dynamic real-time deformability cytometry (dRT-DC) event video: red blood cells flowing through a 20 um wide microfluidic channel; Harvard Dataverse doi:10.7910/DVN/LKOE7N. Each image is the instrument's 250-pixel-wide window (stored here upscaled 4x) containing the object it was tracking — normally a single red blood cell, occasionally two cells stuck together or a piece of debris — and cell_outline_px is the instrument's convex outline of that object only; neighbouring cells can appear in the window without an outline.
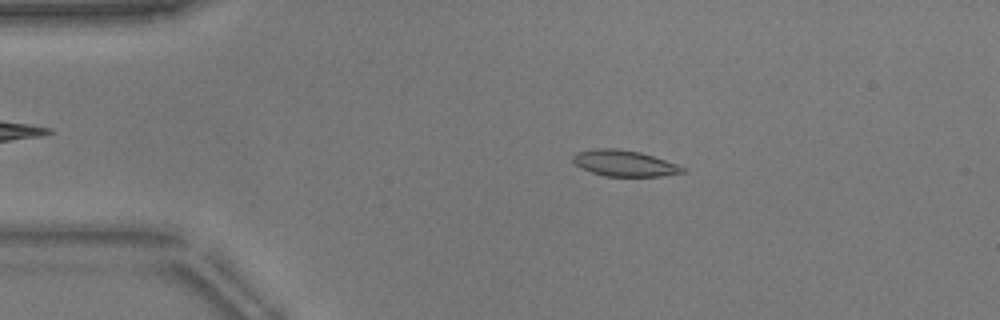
{"species": "common noctule bat (a hibernating species)", "species_latin": "Nyctalus noctula", "temperature_condition": "warm", "stored_images_in_passage": 51, "camera_frame_rate_fps": 3000, "um_per_image_px": 0.085, "animal": {"sex": "male", "body_mass_g": 17.9}, "frame": {"image": 1, "passage_image": 9, "time_ms": 2.667, "image_size_px": [1000, 320], "cell_outline_px": [[688, 172], [660, 176], [604, 176], [592, 172], [576, 164], [572, 160], [572, 156], [576, 152], [600, 148], [616, 148], [640, 152], [688, 168]], "centroid_in_image_um": [53.11, 13.88], "position_along_channel_um": 31.9, "area_um2": 16.53}}
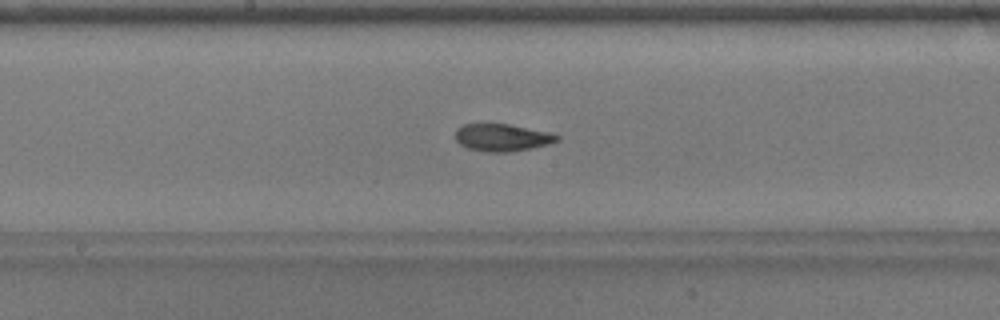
{"frame": {"image": 2, "passage_image": 26, "time_ms": 8.333, "image_size_px": [1000, 320], "cell_outline_px": [[560, 140], [548, 144], [532, 148], [508, 152], [484, 152], [468, 148], [460, 144], [456, 140], [456, 128], [464, 124], [508, 124], [552, 132], [560, 136]], "centroid_in_image_um": [42.71, 11.69], "position_along_channel_um": 205.5, "area_um2": 16.3}}
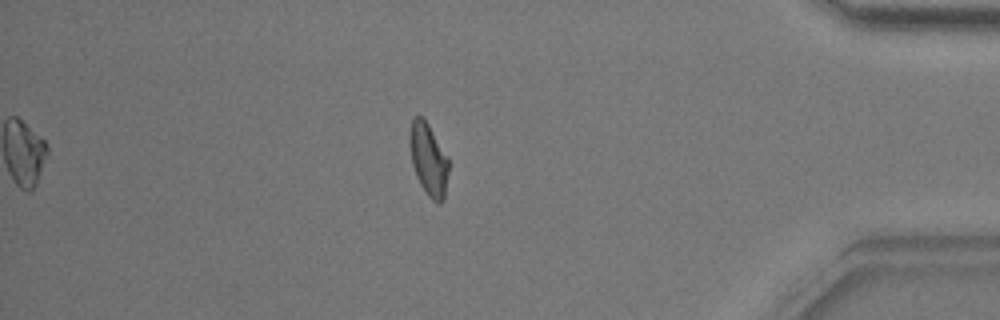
{"frame": {"image": 3, "passage_image": 44, "time_ms": 14.333, "image_size_px": [1000, 320], "cell_outline_px": [[448, 172], [444, 200], [440, 204], [436, 204], [428, 196], [420, 184], [416, 176], [412, 164], [408, 144], [408, 132], [412, 120], [416, 116], [424, 116], [448, 156]], "centroid_in_image_um": [36.4, 13.53], "position_along_channel_um": 398.8, "area_um2": 16.88}, "authors_computed_cell_mechanics": {"area_um2": 16.4152, "velocity_mm_per_s": 3.8458, "shape_relaxation_time_tau1_ms": null, "shape_relaxation_time_tau2_ms": 3.1111, "deformation_change_tau1": null, "deformation_change_tau2": 0.0673}}